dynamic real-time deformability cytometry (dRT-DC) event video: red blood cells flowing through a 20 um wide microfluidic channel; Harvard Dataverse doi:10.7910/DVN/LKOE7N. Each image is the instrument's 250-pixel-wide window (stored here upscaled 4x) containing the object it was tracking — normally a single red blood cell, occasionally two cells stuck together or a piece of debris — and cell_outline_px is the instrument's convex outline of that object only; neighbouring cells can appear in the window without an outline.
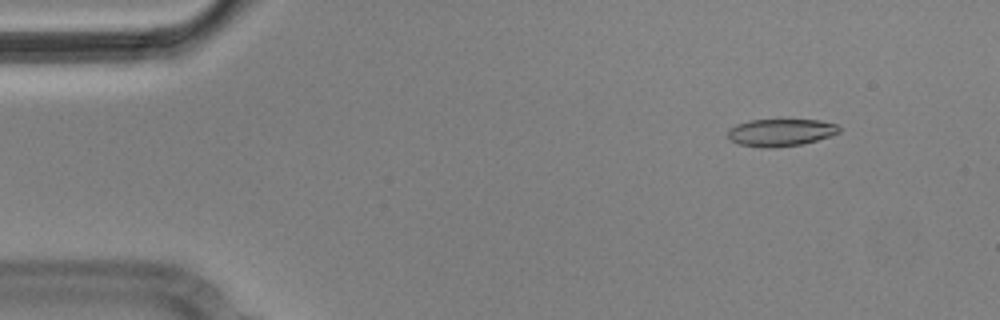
{"species": "Egyptian fruit bat (a non-hibernating species)", "species_latin": "Rousettus aegyptiacus", "temperature_condition": "cold", "stored_images_in_passage": 4, "camera_frame_rate_fps": 3000, "um_per_image_px": 0.085, "animal": {"sex": "male"}, "frame": {"image": 1, "passage_image": 1, "time_ms": 0.0, "image_size_px": [1000, 320], "cell_outline_px": [[840, 132], [816, 140], [800, 144], [740, 144], [732, 140], [728, 136], [728, 128], [736, 124], [748, 120], [820, 120], [836, 124], [840, 128]], "centroid_in_image_um": [66.39, 11.18], "position_along_channel_um": 18.6, "area_um2": 16.59}}
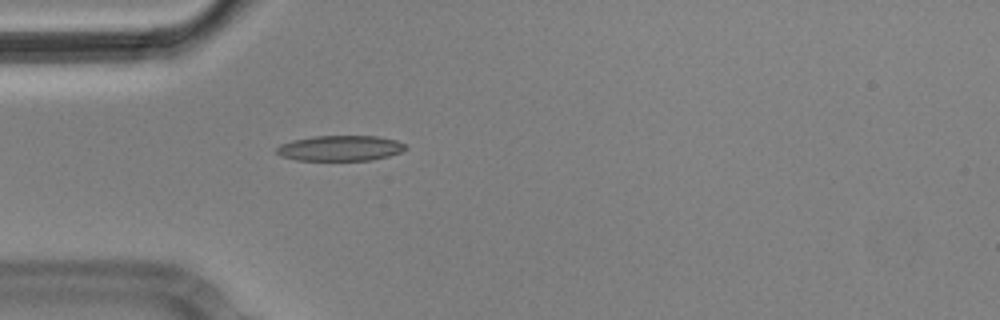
{"frame": {"image": 2, "passage_image": 4, "time_ms": 1.0, "image_size_px": [1000, 320], "cell_outline_px": [[408, 148], [400, 152], [388, 156], [372, 160], [296, 160], [280, 156], [276, 152], [276, 148], [280, 144], [292, 140], [312, 136], [376, 136], [396, 140], [404, 144]], "centroid_in_image_um": [28.89, 12.59], "position_along_channel_um": 56.1, "area_um2": 19.13}}